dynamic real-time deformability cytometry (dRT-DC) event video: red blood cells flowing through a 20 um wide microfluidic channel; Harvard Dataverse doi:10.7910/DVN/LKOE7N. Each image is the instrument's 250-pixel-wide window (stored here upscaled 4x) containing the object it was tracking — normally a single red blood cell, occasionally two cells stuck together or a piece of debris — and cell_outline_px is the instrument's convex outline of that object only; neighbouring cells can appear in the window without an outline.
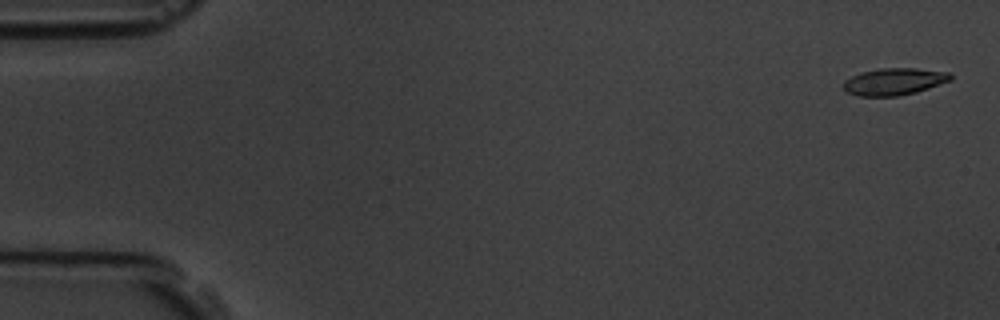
{"species": "common noctule bat (a hibernating species)", "species_latin": "Nyctalus noctula", "temperature_condition": "room temperature", "stored_images_in_passage": 15, "camera_frame_rate_fps": 3000, "um_per_image_px": 0.085, "animal": {"sex": "male", "body_mass_g": 19.5, "forearm_length_mm": 54.6}, "frame": {"image": 1, "passage_image": 1, "time_ms": 0.0, "image_size_px": [1000, 320], "cell_outline_px": [[952, 80], [916, 92], [896, 96], [860, 96], [844, 92], [844, 80], [860, 72], [880, 68], [916, 68], [948, 72], [952, 76]], "centroid_in_image_um": [75.98, 6.93], "position_along_channel_um": 9.0, "area_um2": 16.88}}
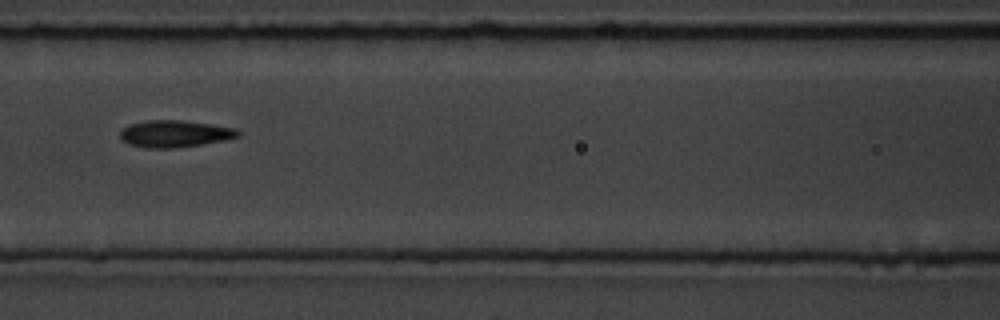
{"frame": {"image": 2, "passage_image": 7, "time_ms": 7.667, "image_size_px": [1000, 320], "cell_outline_px": [[240, 136], [228, 140], [172, 148], [144, 148], [128, 144], [120, 140], [120, 128], [128, 124], [148, 120], [180, 120], [236, 128], [240, 132]], "centroid_in_image_um": [14.8, 11.37], "position_along_channel_um": 151.8, "area_um2": 18.67}}
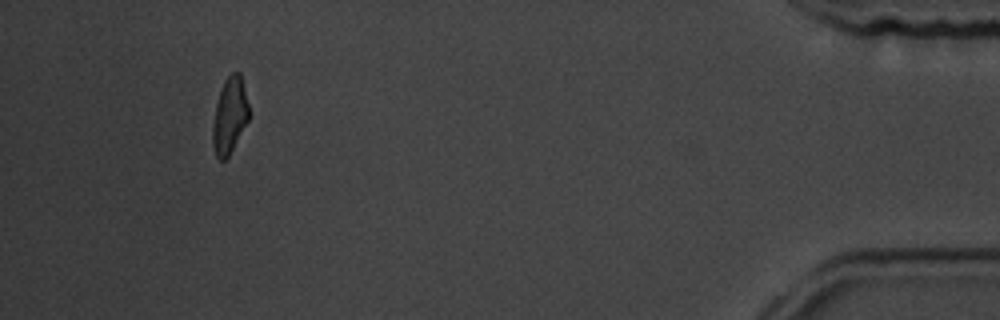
{"frame": {"image": 3, "passage_image": 14, "time_ms": 16.667, "image_size_px": [1000, 320], "cell_outline_px": [[248, 120], [228, 156], [224, 160], [220, 160], [216, 156], [212, 144], [212, 128], [216, 104], [224, 80], [232, 72], [240, 72], [248, 104]], "centroid_in_image_um": [19.5, 9.82], "position_along_channel_um": 415.7, "area_um2": 15.72}, "authors_computed_cell_mechanics": {"area_um2": 17.1088, "velocity_mm_per_s": 3.6941, "shape_relaxation_time_tau1_ms": 10.2969, "shape_relaxation_time_tau2_ms": 2.3015, "deformation_change_tau1": 0.1779, "deformation_change_tau2": 0.0837}}